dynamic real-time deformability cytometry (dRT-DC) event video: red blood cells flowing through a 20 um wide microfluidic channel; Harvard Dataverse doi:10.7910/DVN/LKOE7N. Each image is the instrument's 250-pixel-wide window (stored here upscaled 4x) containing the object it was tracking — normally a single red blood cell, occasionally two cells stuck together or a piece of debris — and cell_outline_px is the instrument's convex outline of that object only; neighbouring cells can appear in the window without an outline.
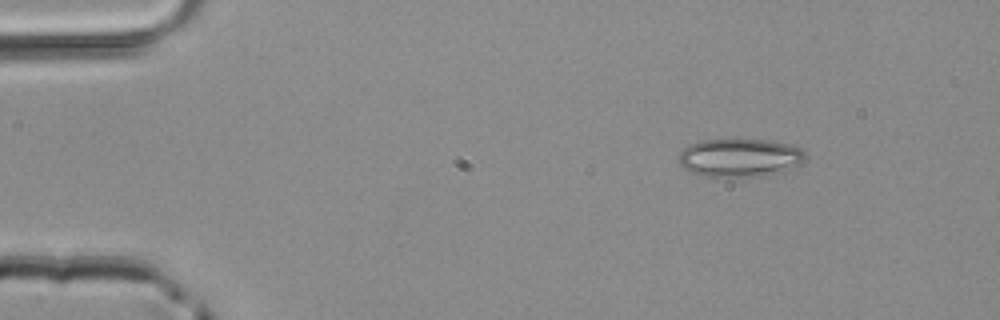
{"species": "common noctule bat (a hibernating species)", "species_latin": "Nyctalus noctula", "temperature_condition": "room temperature", "stored_images_in_passage": 42, "camera_frame_rate_fps": 3000, "um_per_image_px": 0.085, "animal": {"sex": "male", "body_mass_g": 20.4}, "frame": {"image": 1, "passage_image": 1, "time_ms": 0.0, "image_size_px": [1000, 320], "cell_outline_px": [[804, 160], [800, 164], [784, 172], [764, 176], [700, 176], [684, 168], [680, 164], [680, 152], [688, 144], [704, 140], [768, 140], [792, 144], [800, 148], [804, 152]], "centroid_in_image_um": [62.91, 13.41], "position_along_channel_um": 22.1, "area_um2": 28.21}}
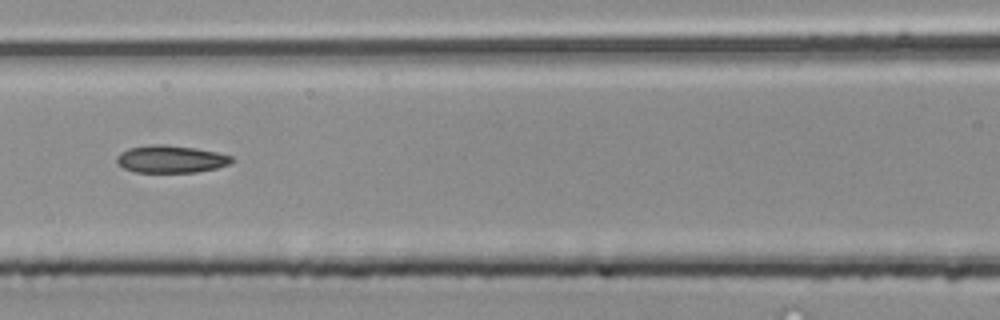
{"frame": {"image": 2, "passage_image": 16, "time_ms": 5.0, "image_size_px": [1000, 320], "cell_outline_px": [[236, 160], [228, 164], [216, 168], [196, 172], [136, 172], [124, 168], [116, 160], [116, 156], [120, 152], [128, 148], [148, 144], [164, 144], [196, 148], [216, 152], [232, 156]], "centroid_in_image_um": [14.52, 13.51], "position_along_channel_um": 152.1, "area_um2": 18.44}}
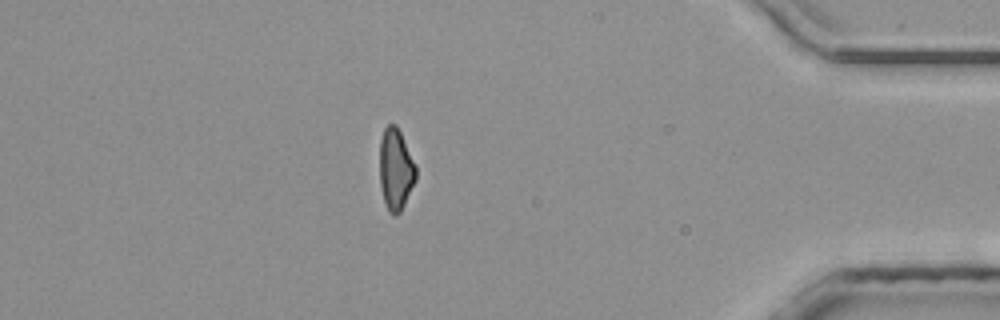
{"frame": {"image": 3, "passage_image": 36, "time_ms": 11.667, "image_size_px": [1000, 320], "cell_outline_px": [[416, 180], [400, 212], [396, 216], [392, 216], [388, 212], [380, 188], [380, 140], [384, 128], [388, 124], [396, 124], [416, 164]], "centroid_in_image_um": [33.63, 14.41], "position_along_channel_um": 401.6, "area_um2": 17.34}}